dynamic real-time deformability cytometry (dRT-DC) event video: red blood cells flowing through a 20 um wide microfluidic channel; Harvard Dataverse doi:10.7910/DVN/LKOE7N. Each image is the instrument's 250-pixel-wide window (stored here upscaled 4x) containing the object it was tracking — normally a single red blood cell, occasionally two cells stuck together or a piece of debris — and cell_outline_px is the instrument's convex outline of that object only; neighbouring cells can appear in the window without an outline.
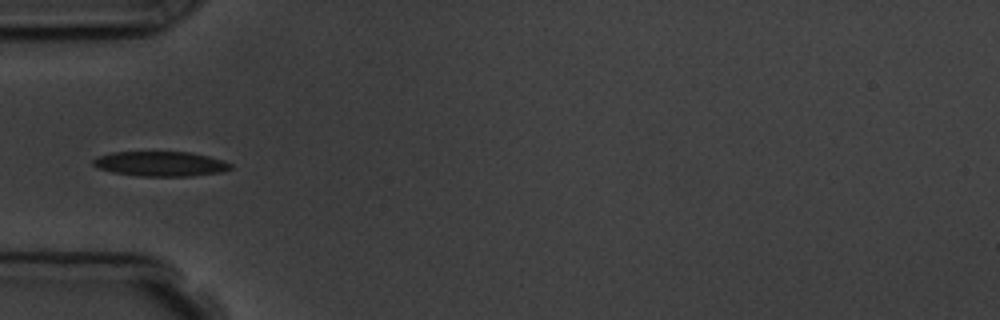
{"species": "common noctule bat (a hibernating species)", "species_latin": "Nyctalus noctula", "temperature_condition": "room temperature", "stored_images_in_passage": 8, "camera_frame_rate_fps": 3000, "um_per_image_px": 0.085, "animal": {"sex": "male", "body_mass_g": 19.5, "forearm_length_mm": 54.6}, "frame": {"image": 1, "passage_image": 5, "time_ms": 5.667, "image_size_px": [1000, 320], "cell_outline_px": [[232, 168], [224, 172], [188, 176], [136, 176], [112, 172], [96, 168], [92, 164], [92, 160], [96, 156], [112, 152], [192, 152], [224, 160], [232, 164]], "centroid_in_image_um": [13.63, 13.92], "position_along_channel_um": 71.4, "area_um2": 20.17}}
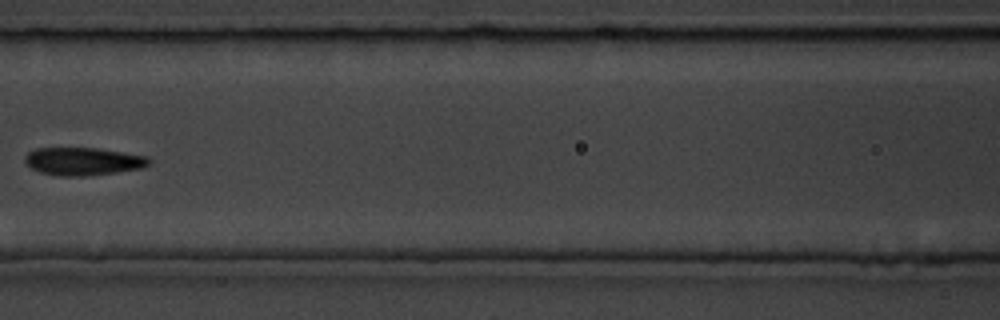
{"frame": {"image": 2, "passage_image": 7, "time_ms": 8.0, "image_size_px": [1000, 320], "cell_outline_px": [[152, 160], [148, 164], [140, 168], [116, 172], [80, 176], [60, 176], [40, 172], [32, 168], [24, 160], [24, 156], [28, 152], [36, 148], [96, 148], [148, 156]], "centroid_in_image_um": [7.05, 13.7], "position_along_channel_um": 159.6, "area_um2": 19.94}}